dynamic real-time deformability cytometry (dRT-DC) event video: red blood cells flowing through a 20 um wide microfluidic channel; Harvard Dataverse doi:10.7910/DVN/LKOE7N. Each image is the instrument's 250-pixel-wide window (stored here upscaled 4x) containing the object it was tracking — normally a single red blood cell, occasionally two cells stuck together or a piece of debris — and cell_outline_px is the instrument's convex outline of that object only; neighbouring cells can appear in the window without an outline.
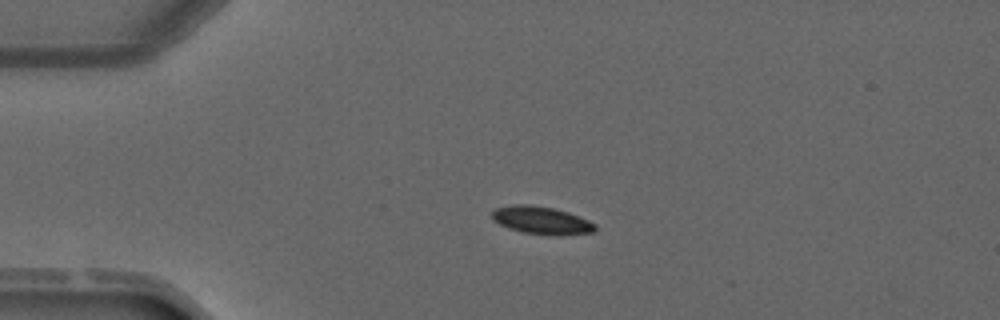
{"species": "common noctule bat (a hibernating species)", "species_latin": "Nyctalus noctula", "temperature_condition": "warm", "stored_images_in_passage": 3, "camera_frame_rate_fps": 3000, "um_per_image_px": 0.085, "animal": {"sex": "male", "forearm_length_mm": 52.5}, "frame": {"image": 1, "passage_image": 2, "time_ms": 1.333, "image_size_px": [1000, 320], "cell_outline_px": [[596, 228], [592, 232], [556, 236], [524, 232], [508, 228], [500, 224], [492, 216], [492, 208], [512, 204], [528, 204], [552, 208], [568, 212], [588, 220], [596, 224]], "centroid_in_image_um": [46.01, 18.72], "position_along_channel_um": 39.0, "area_um2": 16.59}}